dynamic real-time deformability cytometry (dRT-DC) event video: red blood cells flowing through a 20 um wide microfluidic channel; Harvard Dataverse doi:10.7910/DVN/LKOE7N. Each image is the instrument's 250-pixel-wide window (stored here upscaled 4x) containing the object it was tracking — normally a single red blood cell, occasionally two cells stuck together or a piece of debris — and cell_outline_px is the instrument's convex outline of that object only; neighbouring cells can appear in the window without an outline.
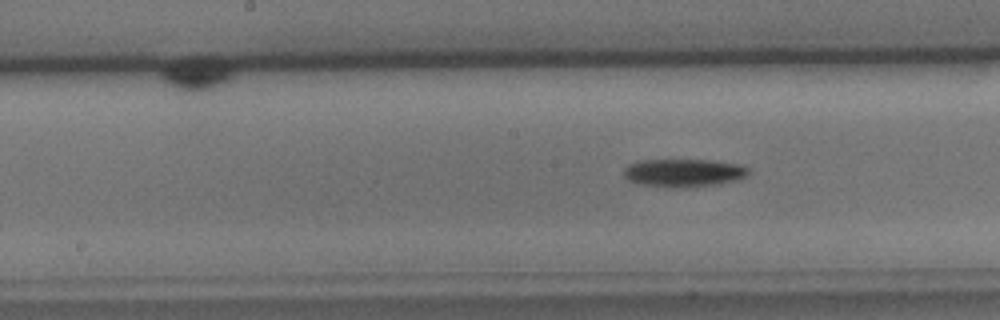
{"species": "common noctule bat (a hibernating species)", "species_latin": "Nyctalus noctula", "temperature_condition": "cold", "stored_images_in_passage": 11, "segment_of_instrument_passage": [2, 2], "camera_frame_rate_fps": 3000, "um_per_image_px": 0.085, "animal": {"sex": "male", "body_mass_g": 15.6}, "frame": {"image": 1, "passage_image": 11, "time_ms": 12.333, "image_size_px": [1000, 320], "cell_outline_px": [[752, 172], [748, 176], [740, 180], [720, 184], [680, 188], [672, 188], [640, 184], [628, 180], [624, 176], [624, 168], [628, 164], [640, 160], [712, 160], [744, 164], [752, 168]], "centroid_in_image_um": [58.22, 14.69], "position_along_channel_um": 190.0, "area_um2": 21.04}}